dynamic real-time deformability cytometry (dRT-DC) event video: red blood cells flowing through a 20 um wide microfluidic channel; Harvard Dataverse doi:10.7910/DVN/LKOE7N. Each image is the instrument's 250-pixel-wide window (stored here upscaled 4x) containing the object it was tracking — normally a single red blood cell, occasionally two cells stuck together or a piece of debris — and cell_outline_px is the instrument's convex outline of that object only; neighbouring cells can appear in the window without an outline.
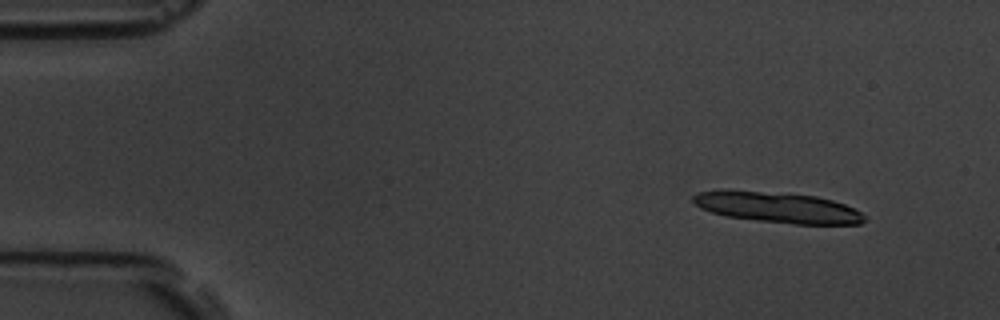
{"species": "common noctule bat (a hibernating species)", "species_latin": "Nyctalus noctula", "temperature_condition": "room temperature", "stored_images_in_passage": 10, "camera_frame_rate_fps": 3000, "um_per_image_px": 0.085, "animal": {"sex": "male", "body_mass_g": 19.5, "forearm_length_mm": 54.6}, "frame": {"image": 1, "passage_image": 2, "time_ms": 1.0, "image_size_px": [1000, 320], "cell_outline_px": [[864, 220], [860, 224], [796, 224], [756, 220], [724, 216], [700, 208], [692, 200], [692, 196], [700, 192], [728, 188], [816, 196], [832, 200], [844, 204], [860, 212], [864, 216]], "centroid_in_image_um": [66.03, 17.61], "position_along_channel_um": 19.0, "area_um2": 30.75}}
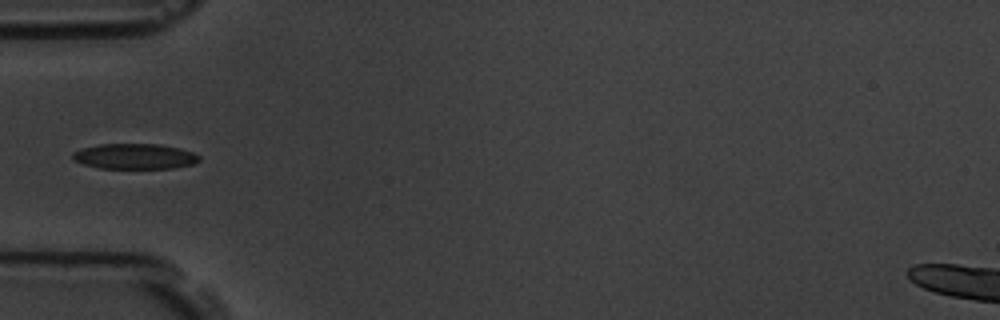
{"frame": {"image": 2, "passage_image": 6, "time_ms": 5.667, "image_size_px": [1000, 320], "cell_outline_px": [[200, 160], [196, 164], [172, 168], [100, 168], [84, 164], [76, 160], [72, 156], [72, 152], [84, 148], [100, 144], [160, 144], [180, 148], [192, 152], [200, 156]], "centroid_in_image_um": [11.51, 13.29], "position_along_channel_um": 73.5, "area_um2": 18.67}}
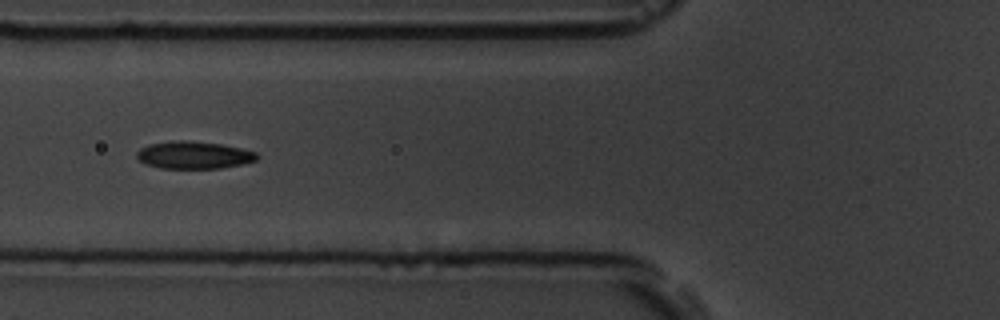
{"frame": {"image": 3, "passage_image": 7, "time_ms": 6.667, "image_size_px": [1000, 320], "cell_outline_px": [[260, 156], [256, 160], [240, 164], [220, 168], [160, 168], [148, 164], [140, 160], [136, 156], [136, 152], [140, 148], [148, 144], [172, 140], [188, 140], [220, 144], [240, 148], [256, 152]], "centroid_in_image_um": [16.45, 13.16], "position_along_channel_um": 109.3, "area_um2": 19.13}}